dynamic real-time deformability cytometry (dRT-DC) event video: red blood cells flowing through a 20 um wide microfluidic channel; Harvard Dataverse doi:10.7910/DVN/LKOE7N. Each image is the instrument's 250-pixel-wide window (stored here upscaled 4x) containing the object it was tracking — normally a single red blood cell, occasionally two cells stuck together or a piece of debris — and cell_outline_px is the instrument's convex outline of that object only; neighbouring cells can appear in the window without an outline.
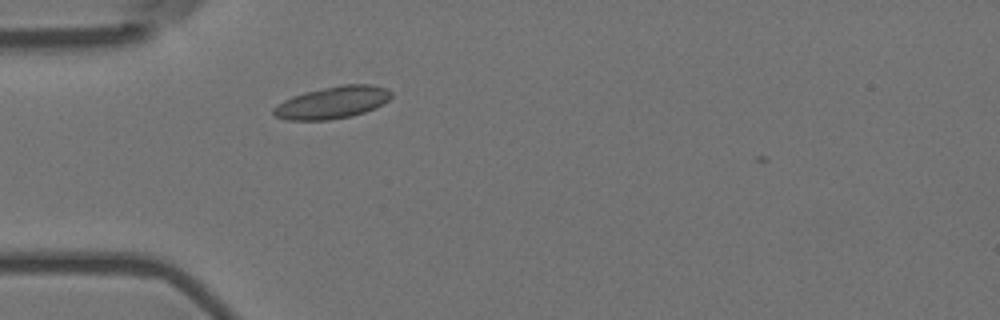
{"species": "Egyptian fruit bat (a non-hibernating species)", "species_latin": "Rousettus aegyptiacus", "temperature_condition": "room temperature", "stored_images_in_passage": 3, "camera_frame_rate_fps": 3000, "um_per_image_px": 0.085, "animal": {"sex": "female"}, "frame": {"image": 1, "passage_image": 3, "time_ms": 0.667, "image_size_px": [1000, 320], "cell_outline_px": [[392, 96], [388, 100], [376, 108], [352, 116], [328, 120], [284, 120], [276, 116], [272, 112], [272, 108], [284, 100], [292, 96], [304, 92], [344, 84], [368, 84], [388, 88], [392, 92]], "centroid_in_image_um": [28.26, 8.71], "position_along_channel_um": 56.7, "area_um2": 22.14}}